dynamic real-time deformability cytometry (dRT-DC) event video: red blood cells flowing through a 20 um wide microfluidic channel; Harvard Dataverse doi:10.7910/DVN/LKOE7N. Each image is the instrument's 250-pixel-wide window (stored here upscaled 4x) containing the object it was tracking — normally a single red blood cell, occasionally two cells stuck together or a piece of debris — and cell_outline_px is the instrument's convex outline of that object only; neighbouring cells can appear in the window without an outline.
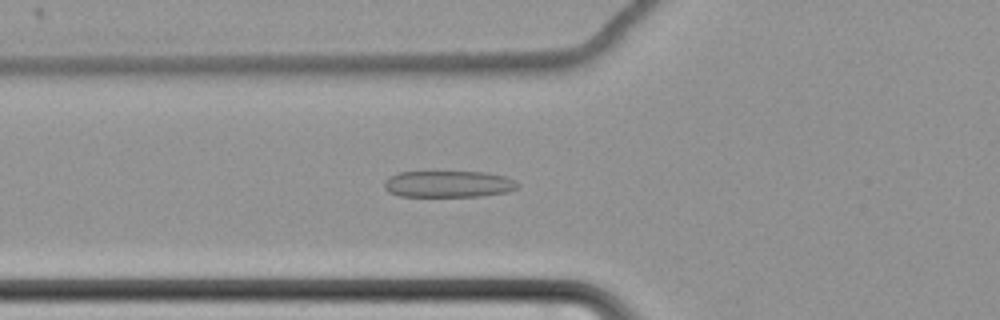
{"species": "common noctule bat (a hibernating species)", "species_latin": "Nyctalus noctula", "temperature_condition": "cold", "stored_images_in_passage": 65, "camera_frame_rate_fps": 3000, "um_per_image_px": 0.085, "animal": {"sex": "female", "body_mass_g": 22.7, "forearm_length_mm": 54.2}, "frame": {"image": 1, "passage_image": 27, "time_ms": 8.667, "image_size_px": [1000, 320], "cell_outline_px": [[520, 184], [516, 188], [508, 192], [480, 196], [400, 196], [388, 192], [384, 188], [384, 184], [388, 176], [400, 172], [484, 172], [504, 176], [516, 180]], "centroid_in_image_um": [38.12, 15.64], "position_along_channel_um": 87.7, "area_um2": 20.69}}
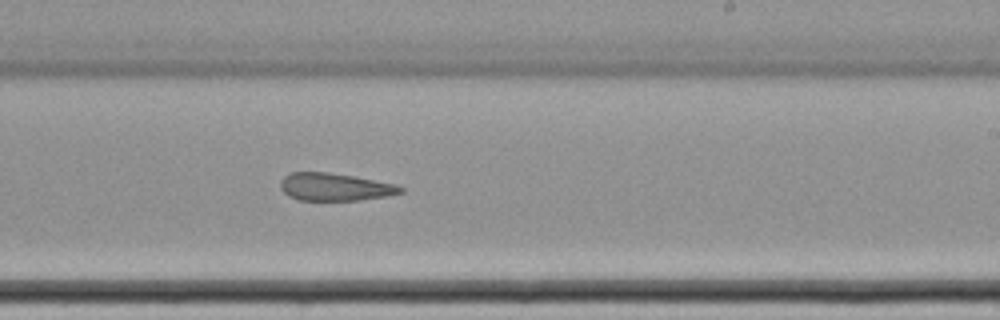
{"frame": {"image": 2, "passage_image": 42, "time_ms": 13.667, "image_size_px": [1000, 320], "cell_outline_px": [[404, 192], [388, 196], [356, 200], [300, 200], [288, 196], [280, 188], [280, 184], [284, 176], [292, 172], [328, 172], [352, 176], [396, 184], [404, 188]], "centroid_in_image_um": [28.47, 15.89], "position_along_channel_um": 260.5, "area_um2": 19.25}}
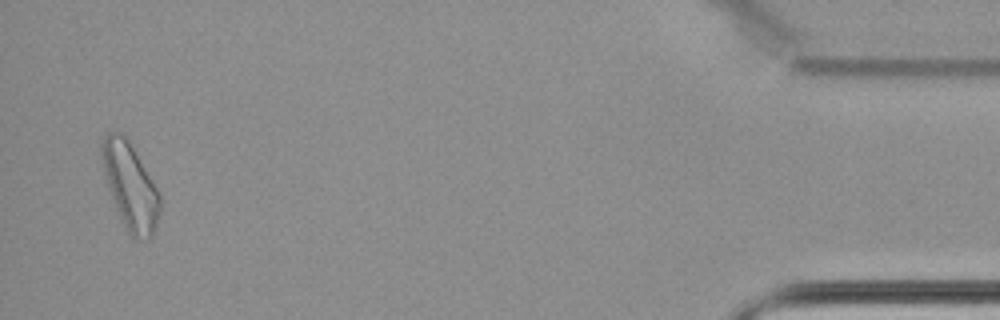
{"frame": {"image": 3, "passage_image": 63, "time_ms": 20.667, "image_size_px": [1000, 320], "cell_outline_px": [[160, 212], [152, 236], [148, 240], [136, 240], [128, 232], [116, 208], [104, 172], [100, 152], [100, 144], [104, 136], [108, 132], [120, 132], [124, 136], [132, 148], [160, 192]], "centroid_in_image_um": [11.07, 15.85], "position_along_channel_um": 424.1, "area_um2": 28.67}, "authors_computed_cell_mechanics": {"area_um2": 23.2934, "velocity_mm_per_s": 3.4638, "shape_relaxation_time_tau1_ms": null, "shape_relaxation_time_tau2_ms": 3.1259, "deformation_change_tau1": null, "deformation_change_tau2": 0.1226}}